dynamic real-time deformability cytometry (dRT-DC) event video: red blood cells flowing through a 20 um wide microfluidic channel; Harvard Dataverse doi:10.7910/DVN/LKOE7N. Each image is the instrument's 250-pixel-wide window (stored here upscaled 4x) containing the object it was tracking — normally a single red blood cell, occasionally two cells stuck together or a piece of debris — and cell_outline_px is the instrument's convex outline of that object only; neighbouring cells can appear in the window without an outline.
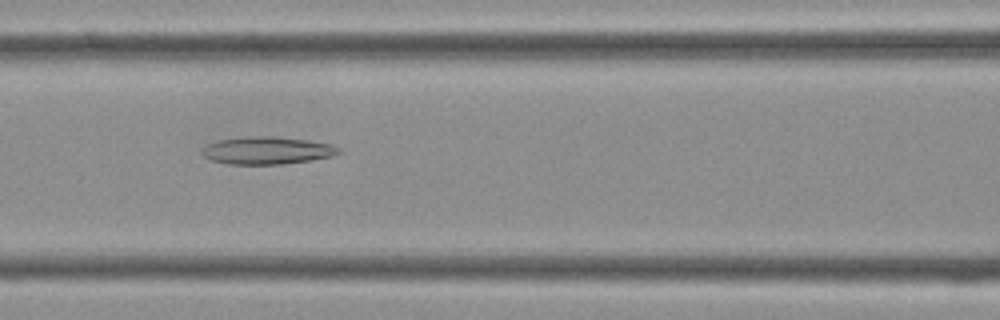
{"species": "Egyptian fruit bat (a non-hibernating species)", "species_latin": "Rousettus aegyptiacus", "temperature_condition": "cold", "stored_images_in_passage": 41, "camera_frame_rate_fps": 3000, "um_per_image_px": 0.085, "frame": {"image": 1, "passage_image": 17, "time_ms": 5.333, "image_size_px": [1000, 320], "cell_outline_px": [[344, 152], [332, 156], [312, 160], [280, 164], [228, 164], [212, 160], [204, 156], [200, 152], [200, 148], [204, 144], [216, 140], [252, 136], [276, 136], [332, 144], [340, 148]], "centroid_in_image_um": [22.67, 12.78], "position_along_channel_um": 143.9, "area_um2": 22.14}}
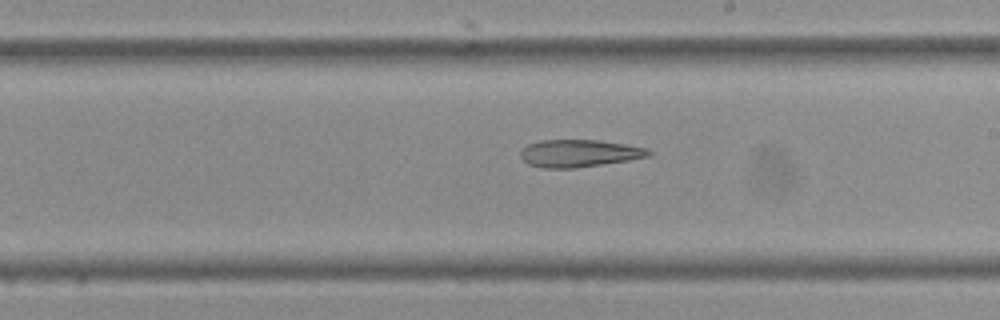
{"frame": {"image": 2, "passage_image": 23, "time_ms": 7.333, "image_size_px": [1000, 320], "cell_outline_px": [[652, 152], [648, 156], [628, 160], [576, 168], [544, 168], [528, 164], [520, 156], [520, 152], [528, 144], [540, 140], [600, 140], [648, 148]], "centroid_in_image_um": [49.22, 13.03], "position_along_channel_um": 239.8, "area_um2": 20.35}}
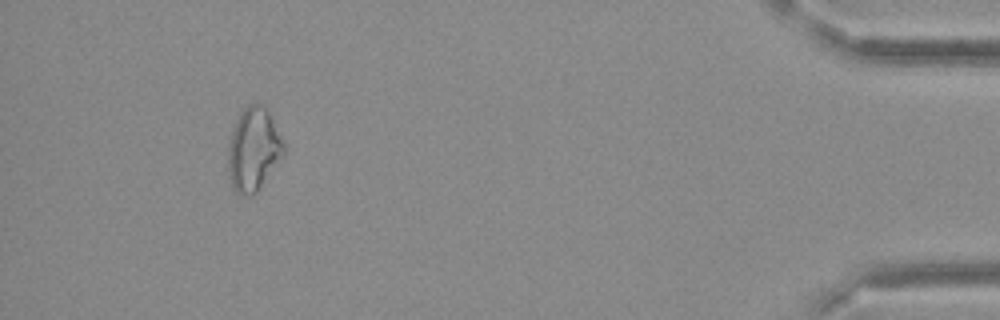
{"frame": {"image": 3, "passage_image": 38, "time_ms": 12.333, "image_size_px": [1000, 320], "cell_outline_px": [[284, 156], [256, 192], [252, 196], [240, 196], [232, 188], [228, 176], [228, 148], [232, 132], [240, 112], [248, 104], [264, 104], [284, 144]], "centroid_in_image_um": [21.53, 12.74], "position_along_channel_um": 413.7, "area_um2": 26.88}}